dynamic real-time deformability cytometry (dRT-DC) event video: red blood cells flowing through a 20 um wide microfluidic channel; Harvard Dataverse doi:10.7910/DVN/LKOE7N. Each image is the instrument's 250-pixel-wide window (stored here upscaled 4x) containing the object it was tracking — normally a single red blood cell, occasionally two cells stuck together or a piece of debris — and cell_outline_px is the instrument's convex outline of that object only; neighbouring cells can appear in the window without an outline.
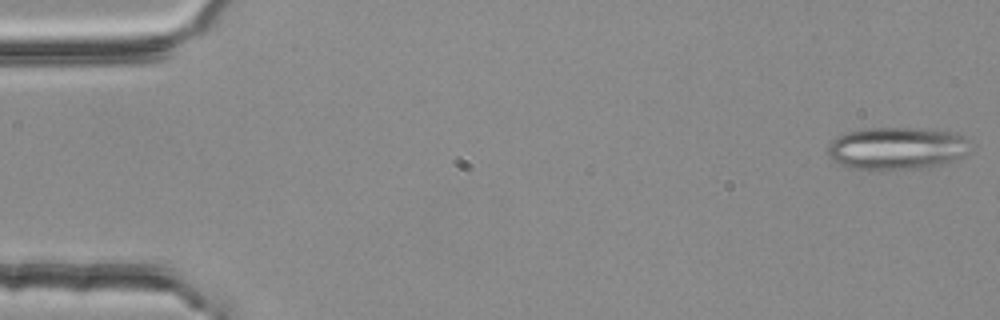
{"species": "common noctule bat (a hibernating species)", "species_latin": "Nyctalus noctula", "temperature_condition": "room temperature", "stored_images_in_passage": 53, "camera_frame_rate_fps": 3000, "um_per_image_px": 0.085, "animal": {"sex": "female", "body_mass_g": 25.1}, "frame": {"image": 1, "passage_image": 1, "time_ms": 0.0, "image_size_px": [1000, 320], "cell_outline_px": [[968, 140], [964, 156], [940, 164], [924, 168], [876, 172], [856, 168], [840, 164], [832, 160], [828, 156], [828, 144], [836, 136], [848, 132], [864, 128], [928, 128], [956, 132], [964, 136]], "centroid_in_image_um": [76.19, 12.62], "position_along_channel_um": 8.8, "area_um2": 35.89}}
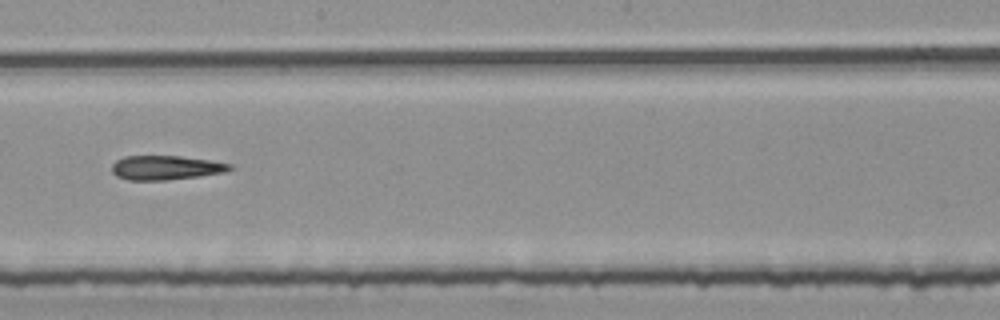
{"frame": {"image": 2, "passage_image": 30, "time_ms": 9.667, "image_size_px": [1000, 320], "cell_outline_px": [[236, 168], [224, 172], [200, 176], [164, 180], [128, 180], [116, 176], [112, 172], [112, 164], [116, 160], [124, 156], [180, 156], [208, 160], [232, 164]], "centroid_in_image_um": [14.09, 14.25], "position_along_channel_um": 234.1, "area_um2": 16.7}}
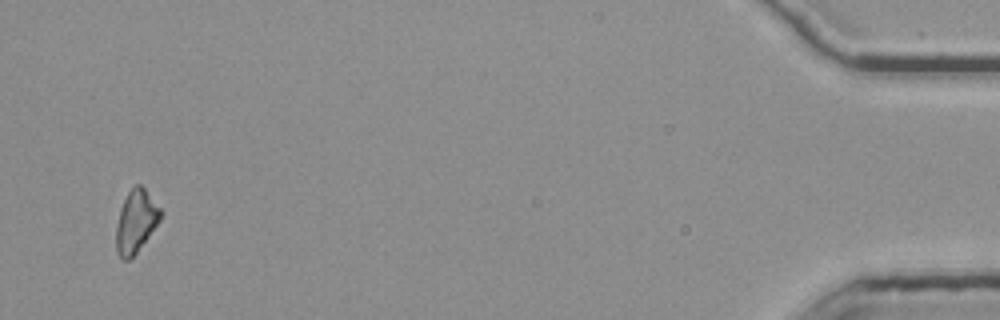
{"frame": {"image": 3, "passage_image": 52, "time_ms": 17.0, "image_size_px": [1000, 320], "cell_outline_px": [[164, 212], [160, 220], [136, 252], [128, 260], [124, 260], [116, 252], [116, 224], [120, 208], [128, 192], [136, 184], [140, 184], [144, 188]], "centroid_in_image_um": [11.55, 18.8], "position_along_channel_um": 423.7, "area_um2": 16.01}, "authors_computed_cell_mechanics": {"area_um2": 17.2244, "velocity_mm_per_s": 3.8028, "shape_relaxation_time_tau1_ms": null, "shape_relaxation_time_tau2_ms": 9.8903, "deformation_change_tau1": null, "deformation_change_tau2": 0.2499}}